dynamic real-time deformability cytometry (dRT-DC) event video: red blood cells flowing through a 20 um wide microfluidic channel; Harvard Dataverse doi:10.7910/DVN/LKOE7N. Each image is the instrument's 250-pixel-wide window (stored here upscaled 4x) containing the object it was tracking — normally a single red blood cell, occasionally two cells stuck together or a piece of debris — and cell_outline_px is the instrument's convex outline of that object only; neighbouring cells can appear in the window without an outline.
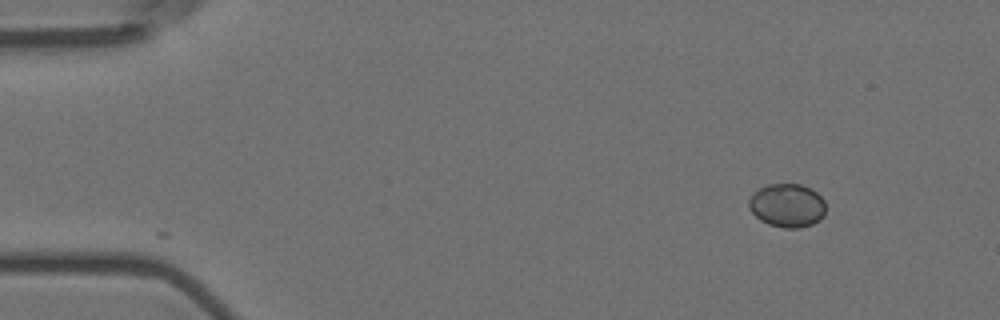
{"species": "Egyptian fruit bat (a non-hibernating species)", "species_latin": "Rousettus aegyptiacus", "temperature_condition": "room temperature", "stored_images_in_passage": 51, "camera_frame_rate_fps": 3000, "um_per_image_px": 0.085, "animal": {"sex": "female"}, "frame": {"image": 1, "passage_image": 1, "time_ms": 0.0, "image_size_px": [1000, 320], "cell_outline_px": [[824, 216], [812, 224], [796, 228], [784, 228], [768, 224], [760, 220], [748, 208], [748, 200], [752, 192], [768, 184], [800, 184], [812, 188], [824, 200]], "centroid_in_image_um": [66.88, 17.45], "position_along_channel_um": 18.1, "area_um2": 19.59}}
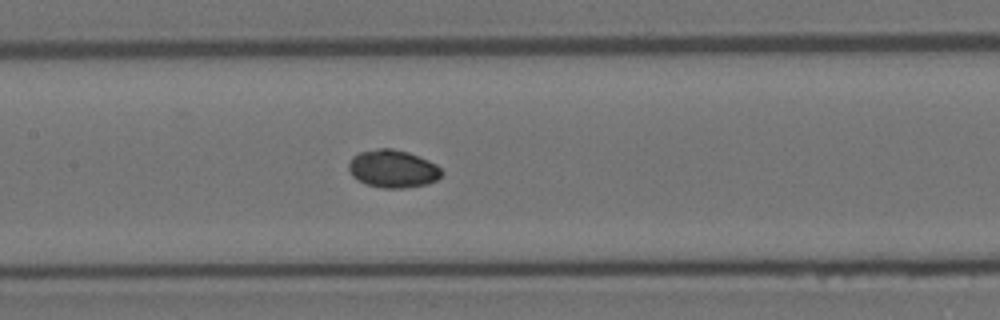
{"frame": {"image": 2, "passage_image": 22, "time_ms": 7.0, "image_size_px": [1000, 320], "cell_outline_px": [[444, 172], [436, 180], [428, 184], [404, 188], [384, 188], [368, 184], [352, 176], [348, 168], [348, 164], [352, 156], [360, 152], [376, 148], [392, 148], [408, 152], [428, 160], [436, 164]], "centroid_in_image_um": [33.4, 14.33], "position_along_channel_um": 174.0, "area_um2": 20.46}}
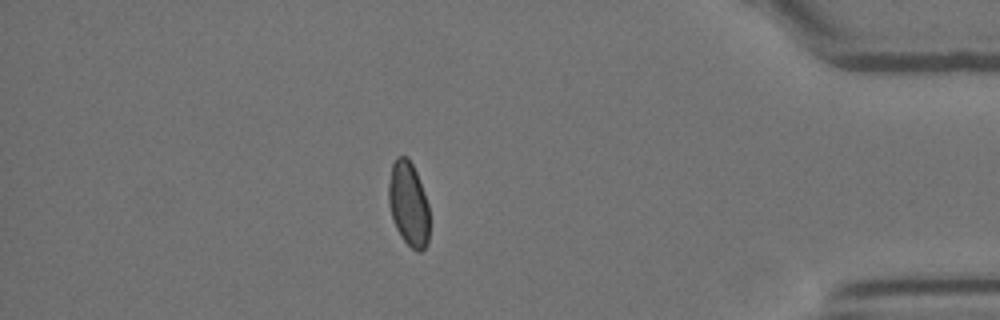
{"frame": {"image": 3, "passage_image": 44, "time_ms": 14.333, "image_size_px": [1000, 320], "cell_outline_px": [[428, 244], [420, 252], [416, 252], [400, 236], [396, 228], [388, 204], [388, 184], [392, 164], [396, 156], [408, 156], [416, 172], [424, 192], [428, 204]], "centroid_in_image_um": [34.71, 17.32], "position_along_channel_um": 400.5, "area_um2": 20.11}}